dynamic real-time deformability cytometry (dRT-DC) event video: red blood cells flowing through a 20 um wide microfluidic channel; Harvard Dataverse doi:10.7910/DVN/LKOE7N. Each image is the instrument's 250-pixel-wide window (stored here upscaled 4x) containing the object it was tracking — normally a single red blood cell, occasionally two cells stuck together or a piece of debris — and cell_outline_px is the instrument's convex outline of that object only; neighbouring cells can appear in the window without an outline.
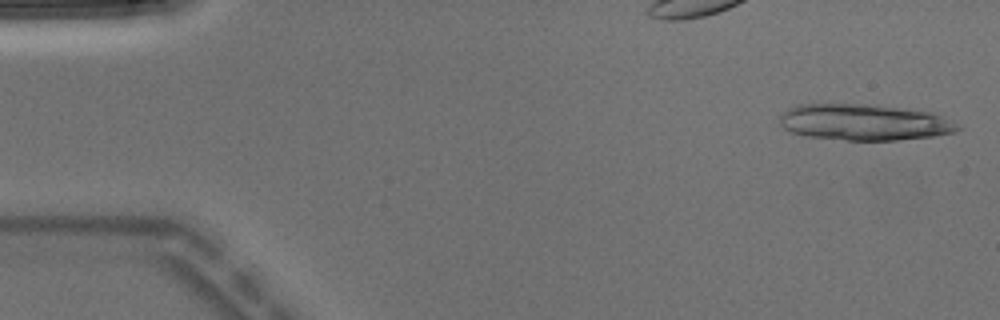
{"species": "Egyptian fruit bat (a non-hibernating species)", "species_latin": "Rousettus aegyptiacus", "temperature_condition": "warm", "stored_images_in_passage": 5, "camera_frame_rate_fps": 3000, "um_per_image_px": 0.085, "animal": {"sex": "male"}, "frame": {"image": 1, "passage_image": 1, "time_ms": 0.0, "image_size_px": [1000, 320], "cell_outline_px": [[964, 128], [956, 132], [936, 136], [896, 140], [848, 140], [808, 136], [792, 132], [784, 128], [780, 124], [780, 116], [792, 104], [868, 104], [932, 112]], "centroid_in_image_um": [73.45, 10.39], "position_along_channel_um": 11.6, "area_um2": 37.51}}